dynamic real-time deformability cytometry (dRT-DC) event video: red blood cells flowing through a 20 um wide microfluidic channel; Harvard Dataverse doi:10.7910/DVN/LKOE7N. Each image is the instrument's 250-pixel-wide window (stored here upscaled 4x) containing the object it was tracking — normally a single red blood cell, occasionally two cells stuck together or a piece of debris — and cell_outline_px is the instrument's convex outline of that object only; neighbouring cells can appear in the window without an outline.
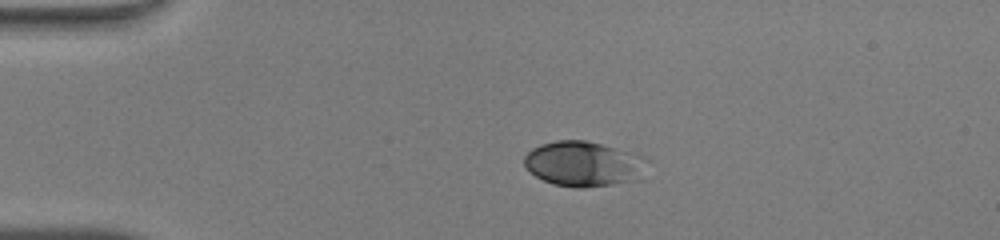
{"species": "human", "species_latin": "Homo sapiens", "temperature_condition": "warm", "stored_images_in_passage": 39, "camera_frame_rate_fps": 3000, "um_per_image_px": 0.085, "donor": {"sex": "male"}, "frame": {"image": 1, "passage_image": 1, "time_ms": 0.0, "image_size_px": [1000, 240], "cell_outline_px": [[648, 160], [644, 180], [584, 188], [576, 188], [552, 184], [528, 172], [524, 164], [524, 156], [532, 148], [540, 144], [556, 140], [584, 140], [600, 144], [644, 156]], "centroid_in_image_um": [49.64, 13.95], "position_along_channel_um": 35.4, "area_um2": 32.89}}
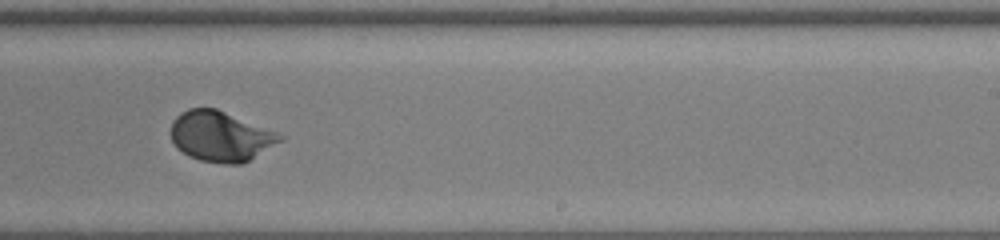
{"frame": {"image": 2, "passage_image": 21, "time_ms": 6.667, "image_size_px": [1000, 240], "cell_outline_px": [[288, 136], [284, 140], [248, 160], [240, 164], [224, 164], [200, 160], [188, 156], [176, 148], [172, 140], [172, 120], [180, 112], [188, 108], [216, 108]], "centroid_in_image_um": [18.76, 11.58], "position_along_channel_um": 270.2, "area_um2": 32.08}}
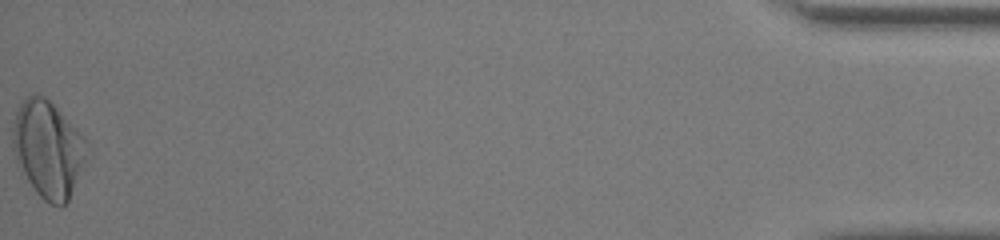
{"frame": {"image": 3, "passage_image": 39, "time_ms": 12.667, "image_size_px": [1000, 240], "cell_outline_px": [[92, 156], [68, 200], [60, 208], [48, 204], [36, 192], [16, 164], [12, 144], [12, 128], [16, 112], [20, 100], [36, 92], [44, 96], [84, 136], [88, 144]], "centroid_in_image_um": [4.12, 12.7], "position_along_channel_um": 431.1, "area_um2": 42.89}, "authors_computed_cell_mechanics": {"area_um2": 31.0964, "velocity_mm_per_s": 4.2658, "shape_relaxation_time_tau1_ms": 2.8877, "shape_relaxation_time_tau2_ms": null, "deformation_change_tau1": 0.1661, "deformation_change_tau2": null}}